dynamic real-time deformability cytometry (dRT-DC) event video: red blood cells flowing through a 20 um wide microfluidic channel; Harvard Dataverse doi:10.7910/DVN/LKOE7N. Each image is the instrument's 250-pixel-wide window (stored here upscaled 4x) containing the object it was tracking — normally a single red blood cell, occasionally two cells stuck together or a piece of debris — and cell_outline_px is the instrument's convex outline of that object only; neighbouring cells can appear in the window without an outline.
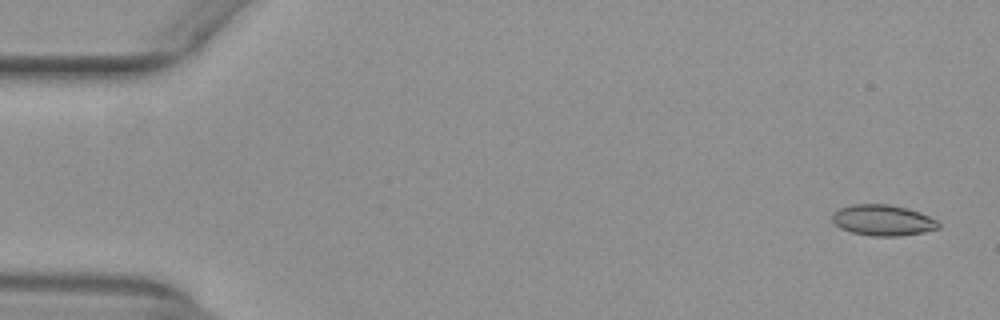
{"species": "common noctule bat (a hibernating species)", "species_latin": "Nyctalus noctula", "temperature_condition": "warm", "stored_images_in_passage": 52, "camera_frame_rate_fps": 3000, "um_per_image_px": 0.085, "animal": {"sex": "female", "body_mass_g": 29.2, "forearm_length_mm": 56.3}, "frame": {"image": 1, "passage_image": 2, "time_ms": 0.333, "image_size_px": [1000, 320], "cell_outline_px": [[940, 228], [924, 232], [900, 236], [872, 236], [852, 232], [840, 228], [832, 220], [832, 212], [840, 208], [852, 204], [888, 204], [908, 208], [920, 212], [936, 220], [940, 224]], "centroid_in_image_um": [75.04, 18.72], "position_along_channel_um": 10.0, "area_um2": 19.19}}
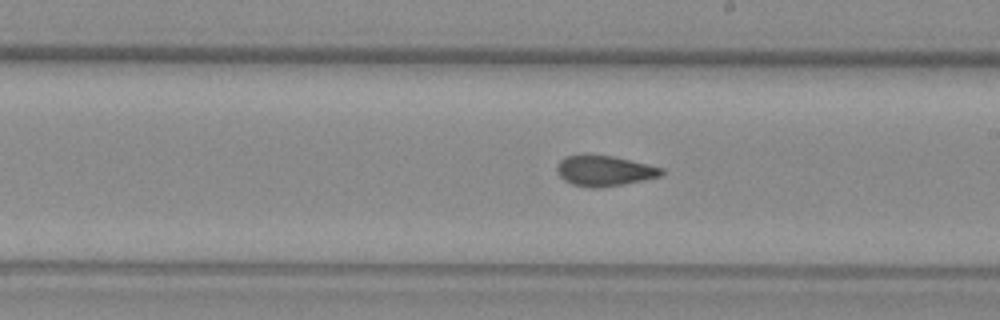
{"frame": {"image": 2, "passage_image": 30, "time_ms": 9.667, "image_size_px": [1000, 320], "cell_outline_px": [[664, 172], [660, 176], [644, 180], [624, 184], [600, 188], [592, 188], [572, 184], [564, 180], [556, 172], [556, 164], [564, 156], [584, 152], [588, 152], [612, 156], [648, 164], [664, 168]], "centroid_in_image_um": [51.31, 14.48], "position_along_channel_um": 237.7, "area_um2": 19.19}}
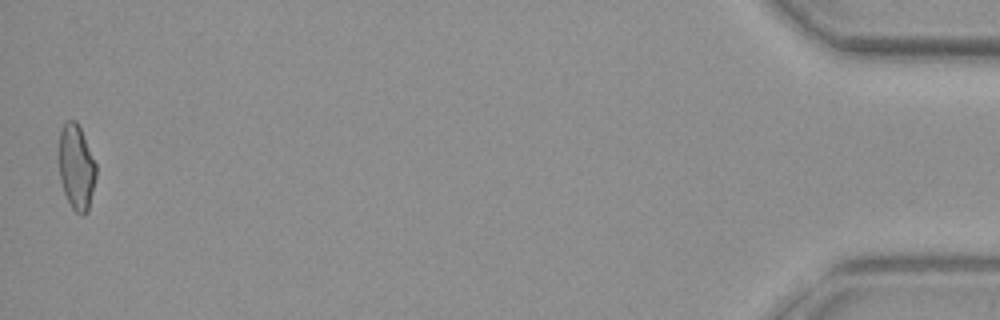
{"frame": {"image": 3, "passage_image": 52, "time_ms": 17.0, "image_size_px": [1000, 320], "cell_outline_px": [[96, 176], [88, 212], [84, 216], [80, 216], [72, 208], [64, 192], [60, 180], [56, 156], [60, 132], [64, 124], [68, 120], [76, 120], [80, 128], [96, 164]], "centroid_in_image_um": [6.45, 14.22], "position_along_channel_um": 428.7, "area_um2": 18.9}, "authors_computed_cell_mechanics": {"area_um2": 18.9295, "velocity_mm_per_s": 3.9564, "shape_relaxation_time_tau1_ms": null, "shape_relaxation_time_tau2_ms": 1.9601, "deformation_change_tau1": null, "deformation_change_tau2": 0.0817}}